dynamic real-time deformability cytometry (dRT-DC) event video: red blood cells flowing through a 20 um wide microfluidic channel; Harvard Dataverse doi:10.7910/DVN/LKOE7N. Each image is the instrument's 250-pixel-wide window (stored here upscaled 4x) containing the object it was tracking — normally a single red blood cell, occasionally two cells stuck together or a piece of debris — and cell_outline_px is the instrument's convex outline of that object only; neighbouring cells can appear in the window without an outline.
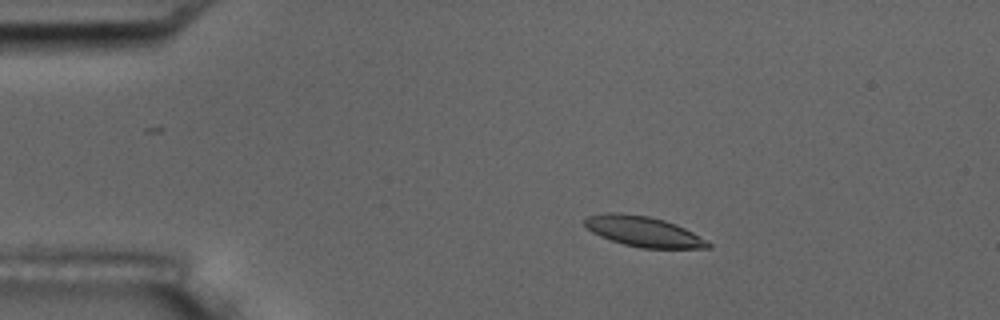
{"species": "common noctule bat (a hibernating species)", "species_latin": "Nyctalus noctula", "temperature_condition": "room temperature", "stored_images_in_passage": 4, "camera_frame_rate_fps": 3000, "um_per_image_px": 0.085, "animal": {"sex": "male", "body_mass_g": 17.5, "forearm_length_mm": 52.3}, "frame": {"image": 1, "passage_image": 2, "time_ms": 2.0, "image_size_px": [1000, 320], "cell_outline_px": [[712, 248], [640, 248], [624, 244], [600, 236], [592, 232], [584, 224], [584, 220], [588, 216], [604, 212], [620, 212], [648, 216], [664, 220], [676, 224], [708, 240], [712, 244]], "centroid_in_image_um": [54.7, 19.67], "position_along_channel_um": 30.3, "area_um2": 21.85}}